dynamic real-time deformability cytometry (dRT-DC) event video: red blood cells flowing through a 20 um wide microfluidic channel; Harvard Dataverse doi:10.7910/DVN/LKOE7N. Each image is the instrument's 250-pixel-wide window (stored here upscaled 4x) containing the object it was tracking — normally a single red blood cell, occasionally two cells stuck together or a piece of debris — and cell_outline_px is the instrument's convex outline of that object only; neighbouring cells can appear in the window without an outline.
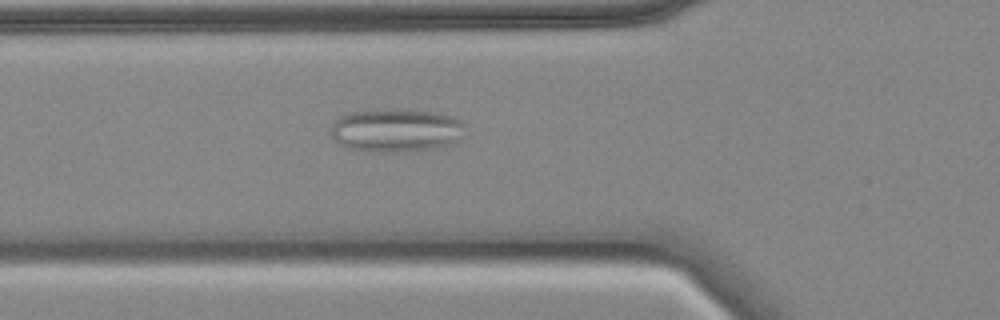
{"species": "common noctule bat (a hibernating species)", "species_latin": "Nyctalus noctula", "temperature_condition": "cold", "stored_images_in_passage": 55, "camera_frame_rate_fps": 3000, "um_per_image_px": 0.085, "animal": {"sex": "female", "body_mass_g": 18.4}, "frame": {"image": 1, "passage_image": 18, "time_ms": 5.667, "image_size_px": [1000, 320], "cell_outline_px": [[464, 124], [460, 140], [436, 148], [392, 152], [380, 152], [344, 148], [332, 140], [332, 128], [336, 120], [340, 116], [348, 112], [380, 108], [396, 108], [436, 112], [452, 116], [460, 120]], "centroid_in_image_um": [33.63, 11.05], "position_along_channel_um": 92.2, "area_um2": 34.33}}
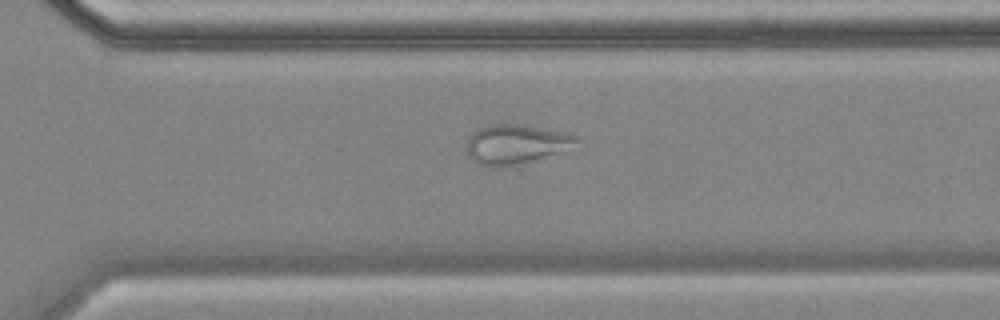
{"frame": {"image": 2, "passage_image": 38, "time_ms": 12.333, "image_size_px": [1000, 320], "cell_outline_px": [[580, 140], [556, 152], [520, 164], [504, 168], [492, 168], [476, 164], [468, 156], [464, 148], [468, 136], [476, 128], [488, 124], [520, 124], [568, 132], [576, 136]], "centroid_in_image_um": [43.69, 12.25], "position_along_channel_um": 326.9, "area_um2": 25.55}}
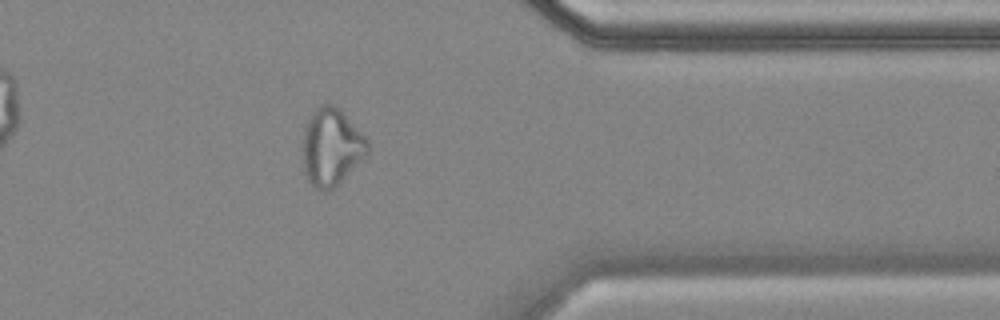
{"frame": {"image": 3, "passage_image": 44, "time_ms": 14.333, "image_size_px": [1000, 320], "cell_outline_px": [[368, 152], [336, 188], [324, 192], [316, 188], [308, 180], [304, 172], [304, 128], [312, 112], [316, 108], [324, 104], [332, 104], [340, 108], [368, 140]], "centroid_in_image_um": [28.18, 12.51], "position_along_channel_um": 383.2, "area_um2": 29.02}}